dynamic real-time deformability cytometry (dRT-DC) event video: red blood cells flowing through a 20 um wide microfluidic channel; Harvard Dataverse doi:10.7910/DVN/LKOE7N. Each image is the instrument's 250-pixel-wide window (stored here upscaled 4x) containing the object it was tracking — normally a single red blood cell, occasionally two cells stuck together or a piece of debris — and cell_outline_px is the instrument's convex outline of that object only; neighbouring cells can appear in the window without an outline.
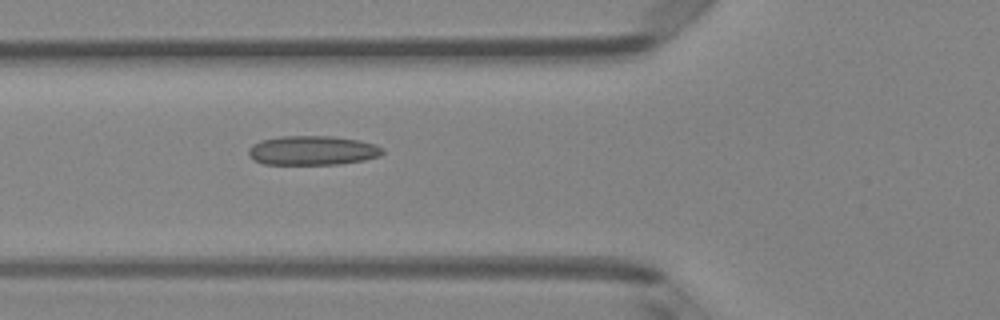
{"species": "Egyptian fruit bat (a non-hibernating species)", "species_latin": "Rousettus aegyptiacus", "temperature_condition": "room temperature", "stored_images_in_passage": 3, "camera_frame_rate_fps": 3000, "um_per_image_px": 0.085, "animal": {"sex": "female"}, "frame": {"image": 1, "passage_image": 3, "time_ms": 0.667, "image_size_px": [1000, 320], "cell_outline_px": [[384, 152], [380, 156], [364, 160], [340, 164], [264, 164], [252, 160], [248, 156], [248, 148], [252, 144], [260, 140], [280, 136], [332, 136], [360, 140], [376, 144], [384, 148]], "centroid_in_image_um": [26.55, 12.78], "position_along_channel_um": 99.2, "area_um2": 23.24}}